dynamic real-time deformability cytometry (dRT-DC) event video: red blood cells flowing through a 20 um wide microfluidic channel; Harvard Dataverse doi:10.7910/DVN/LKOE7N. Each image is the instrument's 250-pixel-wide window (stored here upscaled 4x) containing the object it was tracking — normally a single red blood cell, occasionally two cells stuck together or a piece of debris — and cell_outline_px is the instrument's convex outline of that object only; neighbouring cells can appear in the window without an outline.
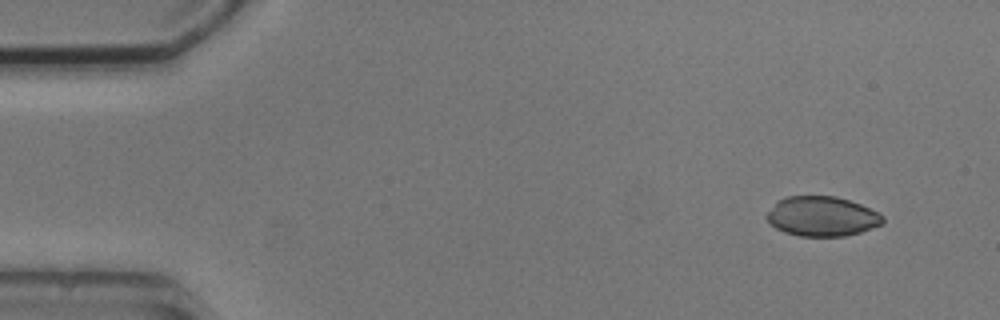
{"species": "common noctule bat (a hibernating species)", "species_latin": "Nyctalus noctula", "temperature_condition": "cold", "stored_images_in_passage": 4, "camera_frame_rate_fps": 3000, "um_per_image_px": 0.085, "animal": {"sex": "male", "body_mass_g": 20.5, "forearm_length_mm": 52.5}, "frame": {"image": 1, "passage_image": 1, "time_ms": 0.0, "image_size_px": [1000, 320], "cell_outline_px": [[884, 224], [860, 232], [844, 236], [800, 236], [784, 232], [776, 228], [764, 216], [780, 200], [788, 196], [836, 196], [860, 204], [884, 216]], "centroid_in_image_um": [69.89, 18.4], "position_along_channel_um": 15.1, "area_um2": 26.65}}
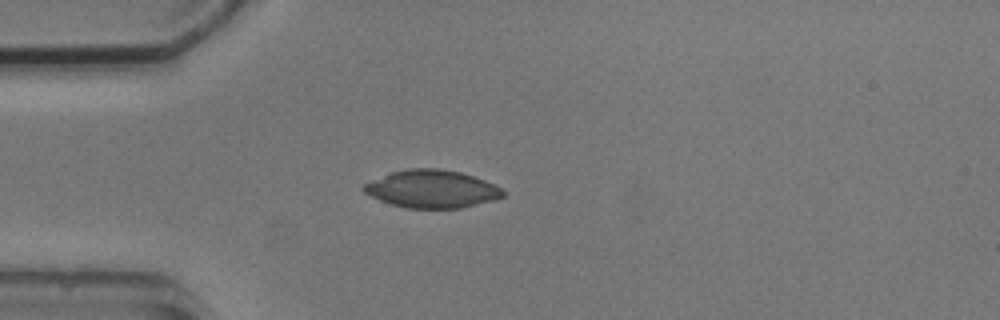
{"frame": {"image": 2, "passage_image": 4, "time_ms": 3.333, "image_size_px": [1000, 320], "cell_outline_px": [[504, 196], [496, 200], [460, 208], [408, 208], [392, 204], [380, 200], [364, 192], [360, 188], [364, 184], [392, 172], [408, 168], [440, 168], [460, 172], [484, 180], [500, 188], [504, 192]], "centroid_in_image_um": [36.71, 16.06], "position_along_channel_um": 48.3, "area_um2": 30.4}}